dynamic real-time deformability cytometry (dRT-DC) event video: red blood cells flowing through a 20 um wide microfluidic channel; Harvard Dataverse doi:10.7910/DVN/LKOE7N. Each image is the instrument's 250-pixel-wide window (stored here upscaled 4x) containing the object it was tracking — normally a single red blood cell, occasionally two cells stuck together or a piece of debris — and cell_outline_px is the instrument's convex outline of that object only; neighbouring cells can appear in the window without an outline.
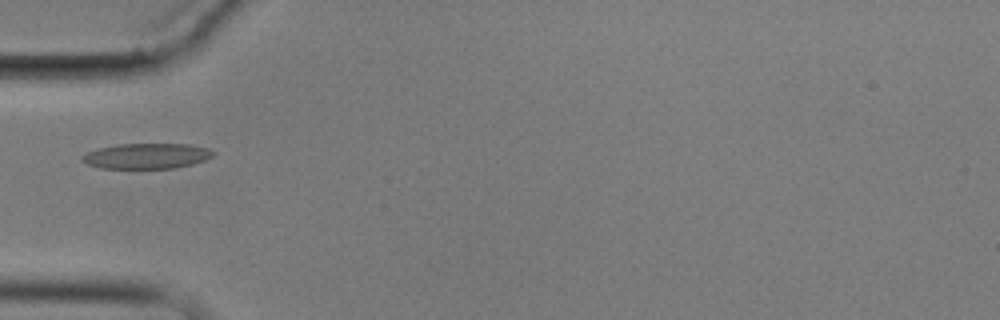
{"species": "common noctule bat (a hibernating species)", "species_latin": "Nyctalus noctula", "temperature_condition": "cold", "stored_images_in_passage": 6, "camera_frame_rate_fps": 3000, "um_per_image_px": 0.085, "animal": {"sex": "male", "body_mass_g": 17.9}, "frame": {"image": 1, "passage_image": 5, "time_ms": 5.667, "image_size_px": [1000, 320], "cell_outline_px": [[216, 152], [212, 156], [204, 160], [192, 164], [172, 168], [100, 168], [88, 164], [80, 160], [80, 156], [88, 152], [100, 148], [116, 144], [188, 144], [208, 148]], "centroid_in_image_um": [12.45, 13.25], "position_along_channel_um": 72.5, "area_um2": 19.31}}